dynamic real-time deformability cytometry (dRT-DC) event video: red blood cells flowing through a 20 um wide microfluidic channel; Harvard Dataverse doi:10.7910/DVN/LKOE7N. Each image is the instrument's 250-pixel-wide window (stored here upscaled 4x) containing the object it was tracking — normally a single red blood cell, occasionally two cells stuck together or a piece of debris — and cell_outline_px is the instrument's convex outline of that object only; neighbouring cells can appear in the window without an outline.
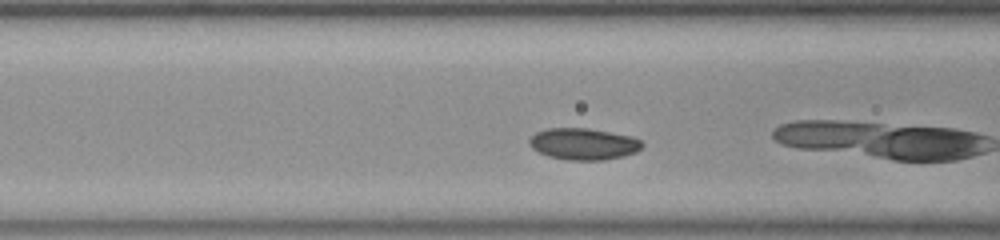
{"species": "common noctule bat (a hibernating species)", "species_latin": "Nyctalus noctula", "temperature_condition": "room temperature", "stored_images_in_passage": 16, "camera_frame_rate_fps": 3000, "um_per_image_px": 0.085, "animal": {"sex": "female", "body_mass_g": 23.0, "forearm_length_mm": 53.4}, "frame": {"image": 1, "passage_image": 5, "time_ms": 1.333, "image_size_px": [1000, 240], "cell_outline_px": [[644, 144], [636, 152], [624, 156], [604, 160], [568, 160], [548, 156], [532, 148], [528, 144], [528, 140], [536, 132], [548, 128], [588, 128], [632, 136], [640, 140]], "centroid_in_image_um": [49.59, 12.23], "position_along_channel_um": 117.0, "area_um2": 20.81}}